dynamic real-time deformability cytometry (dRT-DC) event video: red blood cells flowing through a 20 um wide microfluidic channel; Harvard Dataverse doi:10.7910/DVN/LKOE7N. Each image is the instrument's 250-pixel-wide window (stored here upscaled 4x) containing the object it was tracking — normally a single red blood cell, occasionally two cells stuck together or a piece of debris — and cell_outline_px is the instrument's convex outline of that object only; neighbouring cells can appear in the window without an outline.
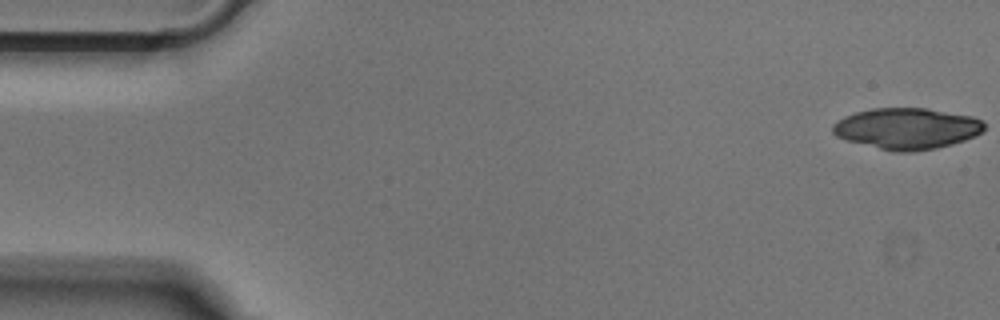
{"species": "Egyptian fruit bat (a non-hibernating species)", "species_latin": "Rousettus aegyptiacus", "temperature_condition": "cold", "stored_images_in_passage": 50, "camera_frame_rate_fps": 3000, "um_per_image_px": 0.085, "animal": {"sex": "male"}, "frame": {"image": 1, "passage_image": 1, "time_ms": 0.0, "image_size_px": [1000, 320], "cell_outline_px": [[984, 128], [976, 136], [952, 144], [936, 148], [912, 152], [896, 152], [844, 140], [836, 136], [832, 132], [832, 124], [844, 116], [856, 112], [872, 108], [928, 108], [972, 116], [980, 120], [984, 124]], "centroid_in_image_um": [77.05, 10.92], "position_along_channel_um": 7.9, "area_um2": 36.41}}
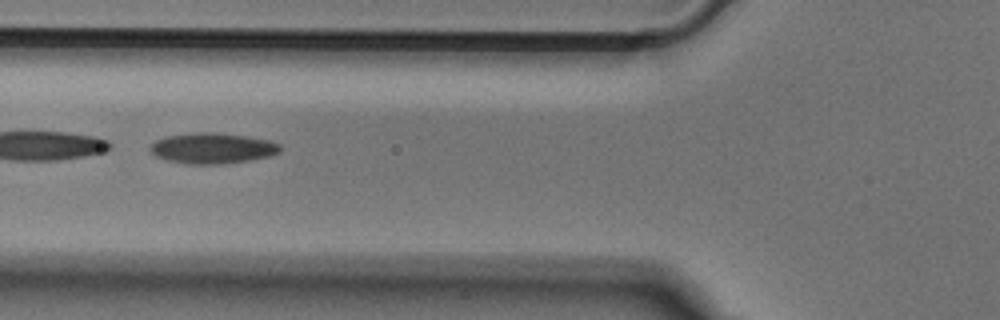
{"frame": {"image": 2, "passage_image": 19, "time_ms": 6.0, "image_size_px": [1000, 320], "cell_outline_px": [[280, 152], [272, 156], [248, 160], [216, 164], [188, 164], [168, 160], [156, 156], [148, 148], [156, 140], [164, 136], [192, 132], [216, 132], [248, 136], [268, 140], [280, 144]], "centroid_in_image_um": [18.05, 12.58], "position_along_channel_um": 107.7, "area_um2": 23.29}}
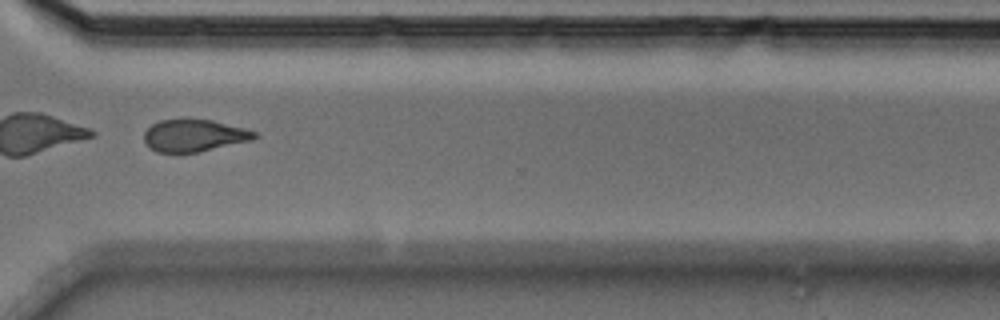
{"frame": {"image": 3, "passage_image": 38, "time_ms": 12.333, "image_size_px": [1000, 320], "cell_outline_px": [[256, 136], [252, 140], [200, 152], [156, 152], [148, 148], [144, 140], [144, 132], [152, 124], [160, 120], [184, 116], [212, 120], [244, 128], [256, 132]], "centroid_in_image_um": [16.45, 11.48], "position_along_channel_um": 354.2, "area_um2": 21.27}}